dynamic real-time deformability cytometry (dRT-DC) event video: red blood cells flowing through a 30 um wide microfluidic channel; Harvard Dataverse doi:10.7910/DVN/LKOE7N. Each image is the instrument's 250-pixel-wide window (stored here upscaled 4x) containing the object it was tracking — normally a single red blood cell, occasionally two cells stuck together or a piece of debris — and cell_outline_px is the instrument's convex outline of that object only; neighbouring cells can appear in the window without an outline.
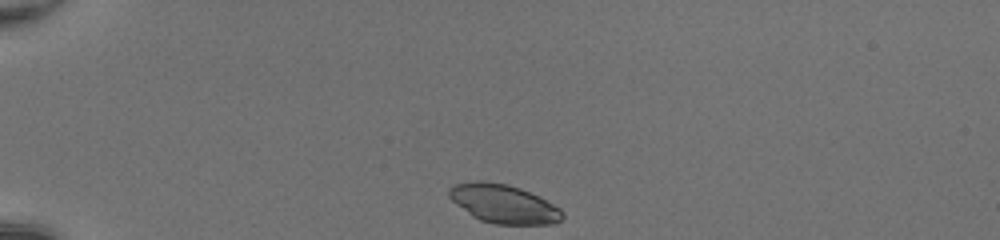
{"species": "common noctule bat (a hibernating species)", "species_latin": "Nyctalus noctula", "temperature_condition": "room temperature", "stored_images_in_passage": 38, "camera_frame_rate_fps": 3000, "um_per_image_px": 0.085, "animal": {"sex": "female", "body_mass_g": 20.0, "forearm_length_mm": 54.0}, "frame": {"image": 1, "passage_image": 1, "time_ms": 0.0, "image_size_px": [1000, 240], "cell_outline_px": [[564, 216], [560, 220], [552, 224], [496, 224], [480, 220], [472, 216], [456, 204], [448, 196], [448, 188], [452, 184], [476, 180], [480, 180], [508, 184], [520, 188], [560, 208], [564, 212]], "centroid_in_image_um": [42.76, 17.31], "position_along_channel_um": 42.2, "area_um2": 25.49}}
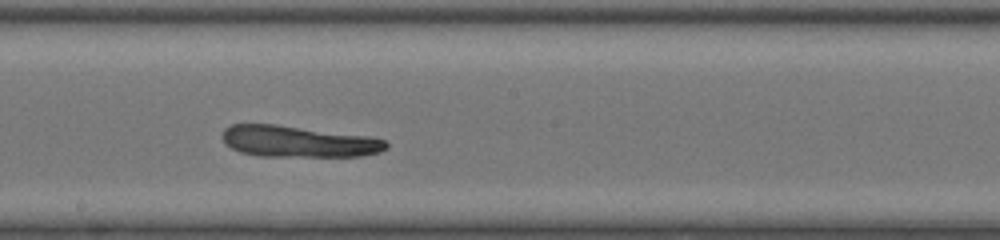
{"frame": {"image": 2, "passage_image": 18, "time_ms": 5.667, "image_size_px": [1000, 240], "cell_outline_px": [[388, 148], [380, 152], [360, 156], [260, 156], [240, 152], [224, 144], [224, 128], [232, 124], [276, 124], [372, 136], [384, 140], [388, 144]], "centroid_in_image_um": [25.38, 12.02], "position_along_channel_um": 222.8, "area_um2": 30.06}}
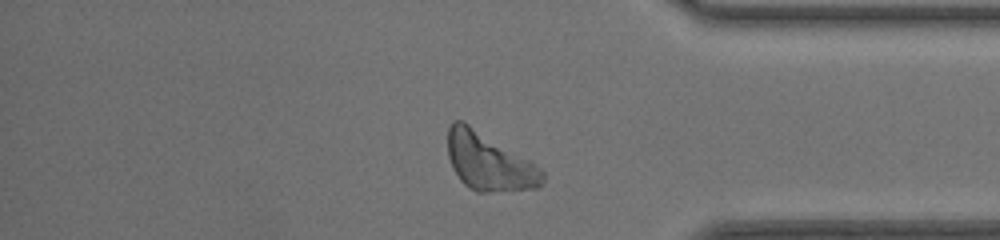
{"frame": {"image": 3, "passage_image": 31, "time_ms": 10.0, "image_size_px": [1000, 240], "cell_outline_px": [[544, 184], [536, 188], [488, 192], [476, 192], [468, 188], [460, 180], [452, 168], [448, 156], [448, 128], [452, 120], [464, 120], [532, 160], [544, 172]], "centroid_in_image_um": [41.57, 13.73], "position_along_channel_um": 393.6, "area_um2": 32.48}}